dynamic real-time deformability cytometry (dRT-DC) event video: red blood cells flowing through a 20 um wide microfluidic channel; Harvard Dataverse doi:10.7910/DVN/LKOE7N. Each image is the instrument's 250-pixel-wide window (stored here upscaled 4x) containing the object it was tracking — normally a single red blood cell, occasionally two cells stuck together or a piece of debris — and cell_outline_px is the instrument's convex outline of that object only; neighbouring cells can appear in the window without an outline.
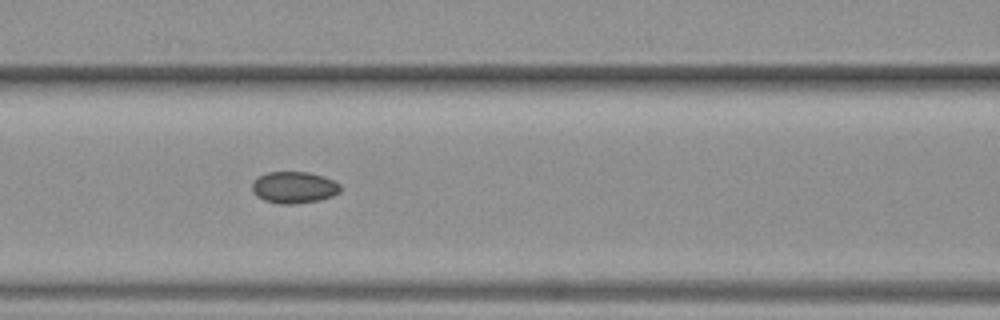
{"species": "common noctule bat (a hibernating species)", "species_latin": "Nyctalus noctula", "temperature_condition": "warm", "stored_images_in_passage": 4, "camera_frame_rate_fps": 3000, "um_per_image_px": 0.085, "animal": {"sex": "female", "body_mass_g": 19.3, "forearm_length_mm": 54.1}, "frame": {"image": 1, "passage_image": 4, "time_ms": 4.333, "image_size_px": [1000, 320], "cell_outline_px": [[340, 192], [332, 196], [320, 200], [292, 204], [280, 204], [264, 200], [256, 196], [252, 192], [252, 184], [260, 176], [268, 172], [308, 172], [324, 176], [340, 184]], "centroid_in_image_um": [25.0, 15.93], "position_along_channel_um": 141.6, "area_um2": 16.24}}